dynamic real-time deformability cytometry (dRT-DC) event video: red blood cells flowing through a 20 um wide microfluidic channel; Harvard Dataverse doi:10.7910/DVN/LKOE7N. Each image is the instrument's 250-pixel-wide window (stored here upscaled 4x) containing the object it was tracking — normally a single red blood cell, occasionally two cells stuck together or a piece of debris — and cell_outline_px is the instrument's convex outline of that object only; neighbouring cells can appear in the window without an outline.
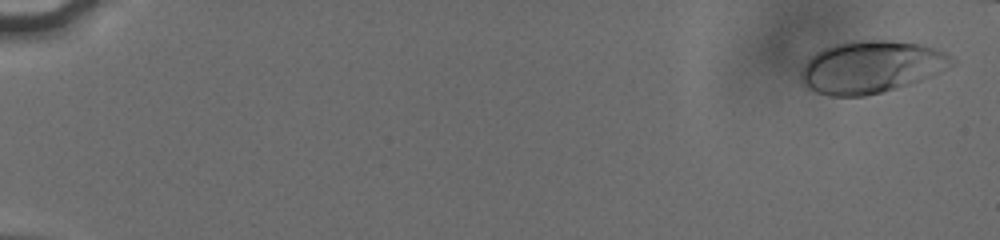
{"species": "human", "species_latin": "Homo sapiens", "temperature_condition": "cold", "stored_images_in_passage": 8, "camera_frame_rate_fps": 3000, "um_per_image_px": 0.085, "donor": {"sex": "male"}, "frame": {"image": 1, "passage_image": 1, "time_ms": 0.0, "image_size_px": [1000, 240], "cell_outline_px": [[956, 64], [920, 80], [896, 88], [864, 96], [828, 96], [816, 92], [808, 88], [800, 80], [800, 72], [804, 64], [816, 52], [832, 44], [852, 40], [888, 40], [920, 44], [944, 52], [952, 56], [956, 60]], "centroid_in_image_um": [74.02, 5.68], "position_along_channel_um": 11.0, "area_um2": 45.89}}